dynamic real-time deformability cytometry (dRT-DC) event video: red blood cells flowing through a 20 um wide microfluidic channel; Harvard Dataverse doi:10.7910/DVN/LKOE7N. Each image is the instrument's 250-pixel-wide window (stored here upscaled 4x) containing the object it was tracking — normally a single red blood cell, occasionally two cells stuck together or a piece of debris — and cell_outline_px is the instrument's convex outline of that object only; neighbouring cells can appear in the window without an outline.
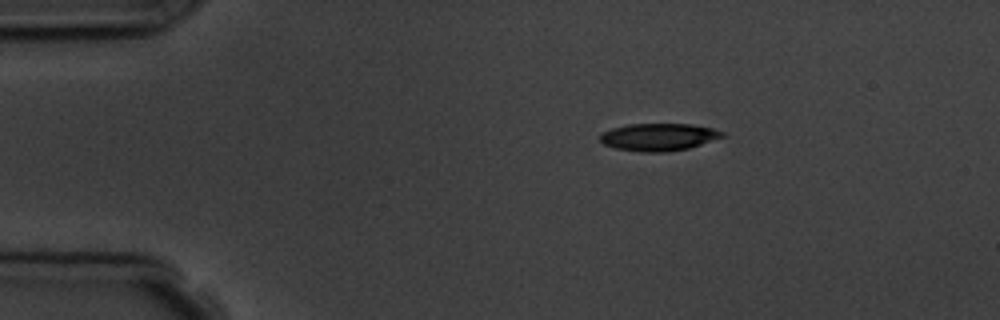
{"species": "common noctule bat (a hibernating species)", "species_latin": "Nyctalus noctula", "temperature_condition": "room temperature", "stored_images_in_passage": 6, "camera_frame_rate_fps": 3000, "um_per_image_px": 0.085, "animal": {"sex": "male", "body_mass_g": 19.5, "forearm_length_mm": 54.6}, "frame": {"image": 1, "passage_image": 1, "time_ms": 0.0, "image_size_px": [1000, 320], "cell_outline_px": [[724, 136], [688, 148], [664, 152], [640, 152], [616, 148], [604, 144], [600, 140], [600, 136], [604, 132], [612, 128], [628, 124], [692, 124], [712, 128], [724, 132]], "centroid_in_image_um": [55.97, 11.64], "position_along_channel_um": 29.0, "area_um2": 19.31}}
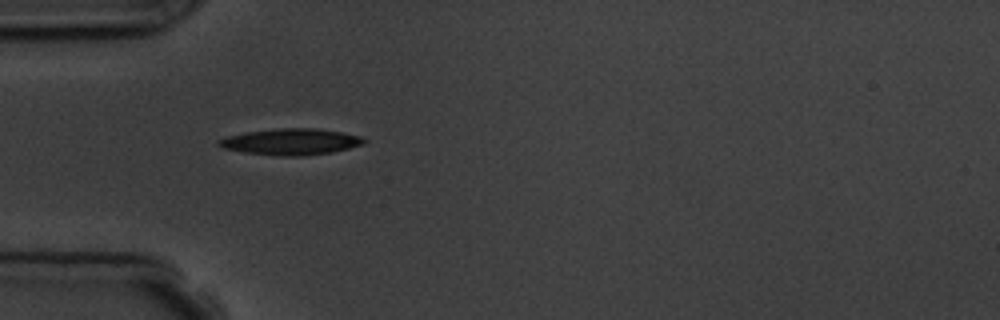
{"frame": {"image": 2, "passage_image": 3, "time_ms": 2.333, "image_size_px": [1000, 320], "cell_outline_px": [[368, 140], [364, 144], [332, 152], [304, 156], [280, 156], [244, 152], [224, 148], [216, 144], [216, 140], [228, 136], [244, 132], [280, 128], [316, 128], [364, 136]], "centroid_in_image_um": [24.75, 12.04], "position_along_channel_um": 60.3, "area_um2": 22.37}}